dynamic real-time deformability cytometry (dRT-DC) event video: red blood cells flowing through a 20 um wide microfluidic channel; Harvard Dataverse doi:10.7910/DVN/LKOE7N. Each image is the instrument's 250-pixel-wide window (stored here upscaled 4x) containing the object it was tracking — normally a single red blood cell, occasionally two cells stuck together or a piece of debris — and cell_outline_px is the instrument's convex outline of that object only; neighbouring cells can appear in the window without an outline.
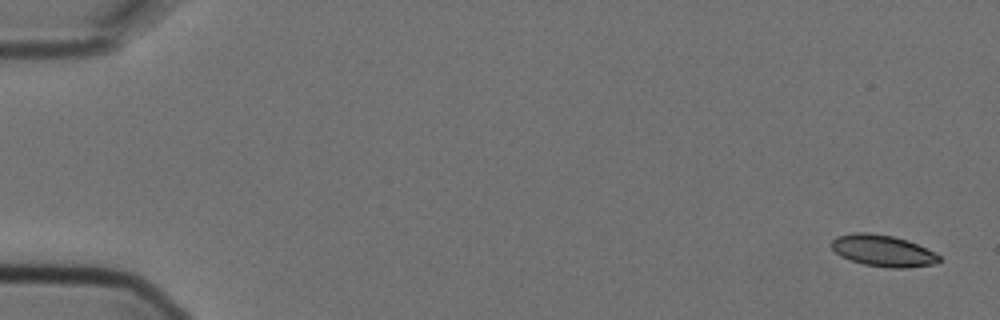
{"species": "Egyptian fruit bat (a non-hibernating species)", "species_latin": "Rousettus aegyptiacus", "temperature_condition": "cold", "stored_images_in_passage": 5, "camera_frame_rate_fps": 3000, "um_per_image_px": 0.085, "animal": {"sex": "female"}, "frame": {"image": 1, "passage_image": 1, "time_ms": 0.0, "image_size_px": [1000, 320], "cell_outline_px": [[940, 260], [936, 264], [904, 268], [888, 268], [864, 264], [848, 260], [840, 256], [832, 248], [832, 240], [836, 236], [852, 232], [868, 232], [892, 236], [908, 240], [936, 252], [940, 256]], "centroid_in_image_um": [75.05, 21.31], "position_along_channel_um": 9.9, "area_um2": 20.0}}
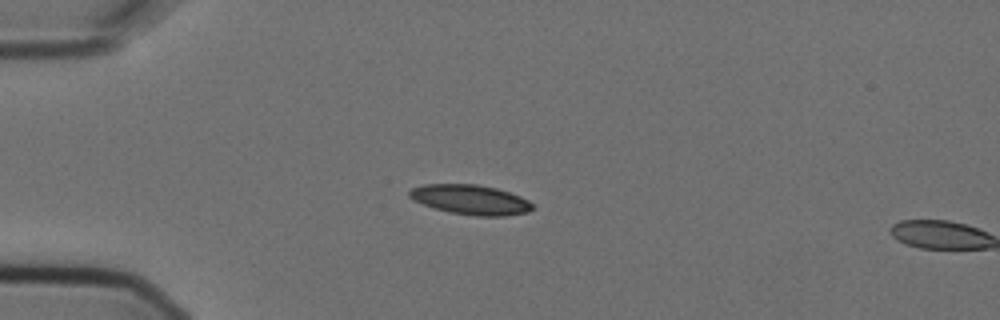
{"frame": {"image": 2, "passage_image": 4, "time_ms": 1.0, "image_size_px": [1000, 320], "cell_outline_px": [[532, 208], [528, 212], [504, 216], [476, 216], [448, 212], [432, 208], [412, 200], [408, 196], [408, 192], [412, 188], [424, 184], [476, 184], [496, 188], [520, 196], [528, 200], [532, 204]], "centroid_in_image_um": [39.95, 16.97], "position_along_channel_um": 45.1, "area_um2": 21.44}}